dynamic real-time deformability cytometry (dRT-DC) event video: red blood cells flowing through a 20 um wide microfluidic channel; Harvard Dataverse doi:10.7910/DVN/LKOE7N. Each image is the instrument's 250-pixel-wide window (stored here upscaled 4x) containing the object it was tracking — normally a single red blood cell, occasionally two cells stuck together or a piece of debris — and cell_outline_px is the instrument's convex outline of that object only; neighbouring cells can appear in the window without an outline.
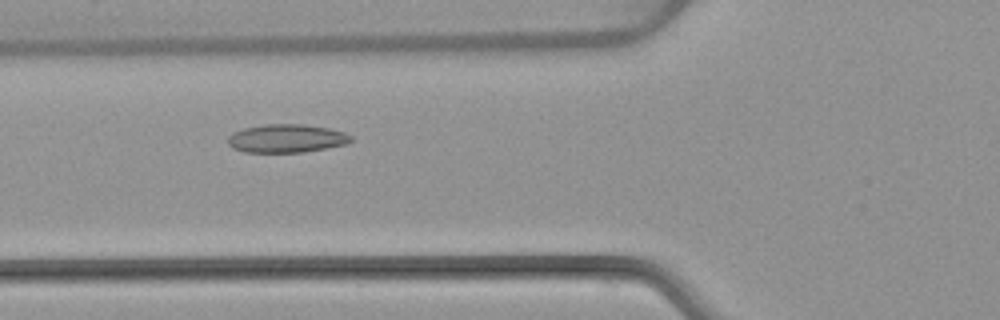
{"species": "common noctule bat (a hibernating species)", "species_latin": "Nyctalus noctula", "temperature_condition": "warm", "stored_images_in_passage": 7, "camera_frame_rate_fps": 3000, "um_per_image_px": 0.085, "animal": {"sex": "female", "body_mass_g": 22.7, "forearm_length_mm": 54.2}, "frame": {"image": 1, "passage_image": 6, "time_ms": 6.0, "image_size_px": [1000, 320], "cell_outline_px": [[352, 140], [348, 144], [304, 152], [244, 152], [232, 148], [228, 144], [228, 136], [232, 132], [244, 128], [264, 124], [304, 124], [328, 128], [344, 132], [352, 136]], "centroid_in_image_um": [24.35, 11.76], "position_along_channel_um": 101.5, "area_um2": 20.46}}
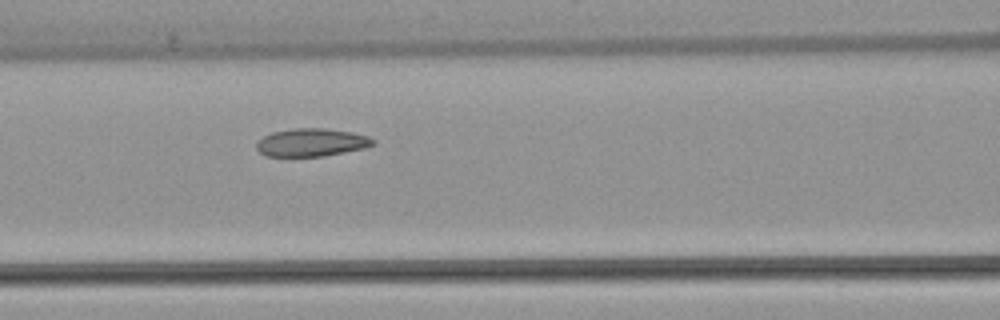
{"frame": {"image": 2, "passage_image": 7, "time_ms": 7.0, "image_size_px": [1000, 320], "cell_outline_px": [[376, 144], [364, 148], [324, 156], [264, 156], [256, 148], [256, 144], [264, 136], [272, 132], [292, 128], [324, 128], [352, 132], [368, 136], [376, 140]], "centroid_in_image_um": [26.49, 12.1], "position_along_channel_um": 140.1, "area_um2": 19.02}}